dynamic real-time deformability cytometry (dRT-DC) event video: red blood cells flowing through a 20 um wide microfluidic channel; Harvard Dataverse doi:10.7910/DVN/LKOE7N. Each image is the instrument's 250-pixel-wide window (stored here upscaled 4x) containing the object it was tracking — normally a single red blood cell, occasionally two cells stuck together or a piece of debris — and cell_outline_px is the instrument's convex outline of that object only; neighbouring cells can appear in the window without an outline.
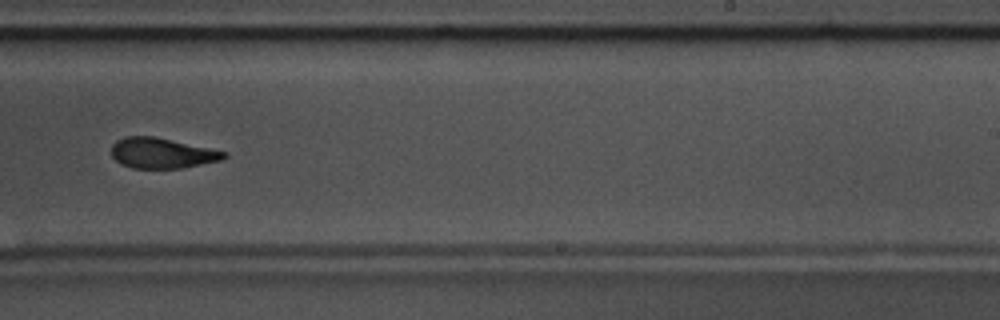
{"species": "common noctule bat (a hibernating species)", "species_latin": "Nyctalus noctula", "temperature_condition": "warm", "stored_images_in_passage": 50, "camera_frame_rate_fps": 3000, "um_per_image_px": 0.085, "animal": {"sex": "male", "body_mass_g": 17.5, "forearm_length_mm": 52.3}, "frame": {"image": 1, "passage_image": 29, "time_ms": 9.333, "image_size_px": [1000, 320], "cell_outline_px": [[228, 156], [220, 160], [180, 168], [132, 168], [120, 164], [112, 156], [112, 144], [116, 140], [124, 136], [152, 136], [228, 152]], "centroid_in_image_um": [13.73, 13.01], "position_along_channel_um": 275.3, "area_um2": 19.77}, "authors_computed_cell_mechanics": {"area_um2": 20.6924, "velocity_mm_per_s": 3.6422, "shape_relaxation_time_tau1_ms": 5.1896, "shape_relaxation_time_tau2_ms": 1.5796, "deformation_change_tau1": 0.1923, "deformation_change_tau2": 0.0913}}